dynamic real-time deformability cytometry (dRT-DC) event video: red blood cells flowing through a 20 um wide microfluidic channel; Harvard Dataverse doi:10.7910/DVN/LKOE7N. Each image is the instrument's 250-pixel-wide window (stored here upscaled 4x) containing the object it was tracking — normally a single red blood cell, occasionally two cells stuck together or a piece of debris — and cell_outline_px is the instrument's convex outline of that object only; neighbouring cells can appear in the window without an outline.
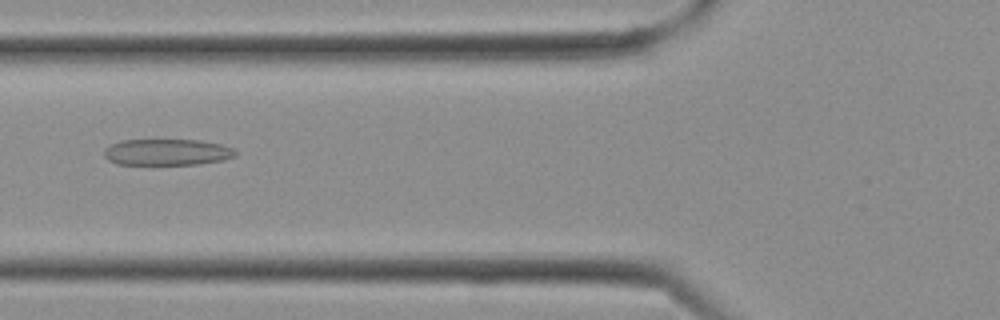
{"species": "Egyptian fruit bat (a non-hibernating species)", "species_latin": "Rousettus aegyptiacus", "temperature_condition": "cold", "stored_images_in_passage": 7, "camera_frame_rate_fps": 3000, "um_per_image_px": 0.085, "frame": {"image": 1, "passage_image": 4, "time_ms": 1.0, "image_size_px": [1000, 320], "cell_outline_px": [[236, 156], [224, 160], [200, 164], [152, 168], [116, 164], [108, 160], [104, 156], [104, 148], [120, 140], [200, 140], [220, 144], [236, 148]], "centroid_in_image_um": [14.17, 12.99], "position_along_channel_um": 111.6, "area_um2": 21.5}}
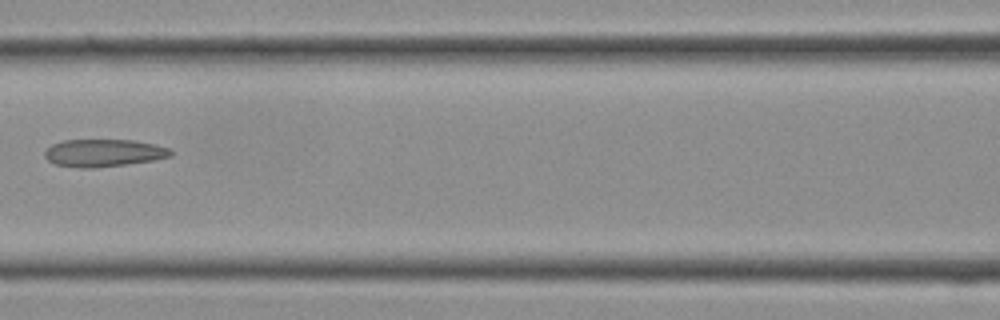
{"frame": {"image": 2, "passage_image": 6, "time_ms": 1.667, "image_size_px": [1000, 320], "cell_outline_px": [[172, 156], [156, 160], [92, 168], [76, 168], [56, 164], [48, 160], [44, 156], [44, 152], [52, 144], [64, 140], [132, 140], [156, 144], [168, 148], [172, 152]], "centroid_in_image_um": [8.81, 13.0], "position_along_channel_um": 157.8, "area_um2": 20.17}}